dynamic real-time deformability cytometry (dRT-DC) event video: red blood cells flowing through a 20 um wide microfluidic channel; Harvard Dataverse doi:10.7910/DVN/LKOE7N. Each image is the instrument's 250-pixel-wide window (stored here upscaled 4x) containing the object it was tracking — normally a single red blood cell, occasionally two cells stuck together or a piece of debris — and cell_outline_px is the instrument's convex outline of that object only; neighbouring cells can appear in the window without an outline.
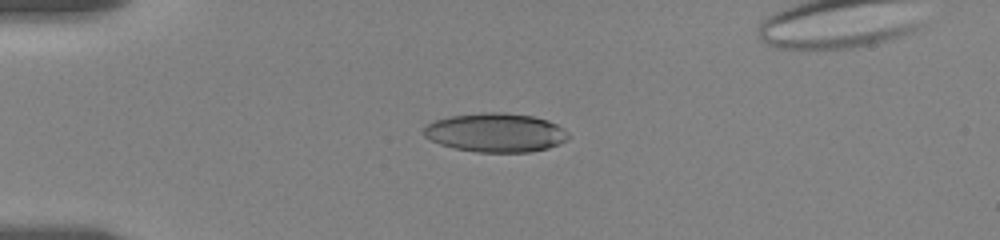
{"species": "human", "species_latin": "Homo sapiens", "temperature_condition": "room temperature", "stored_images_in_passage": 24, "camera_frame_rate_fps": 3000, "um_per_image_px": 0.085, "donor": {"sex": "female"}, "frame": {"image": 1, "passage_image": 10, "time_ms": 3.0, "image_size_px": [1000, 240], "cell_outline_px": [[568, 136], [560, 144], [548, 148], [532, 152], [476, 152], [456, 148], [440, 144], [424, 136], [424, 124], [436, 120], [452, 116], [480, 112], [504, 112], [532, 116], [548, 120], [564, 128], [568, 132]], "centroid_in_image_um": [42.13, 11.27], "position_along_channel_um": 42.9, "area_um2": 32.83}}
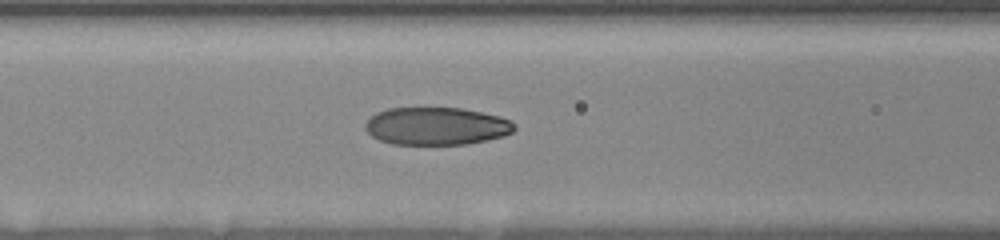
{"frame": {"image": 2, "passage_image": 18, "time_ms": 5.667, "image_size_px": [1000, 240], "cell_outline_px": [[516, 128], [512, 132], [504, 136], [488, 140], [468, 144], [392, 144], [380, 140], [372, 136], [364, 128], [364, 124], [376, 112], [388, 108], [460, 108], [500, 116], [512, 120], [516, 124]], "centroid_in_image_um": [37.12, 10.72], "position_along_channel_um": 129.5, "area_um2": 32.89}}
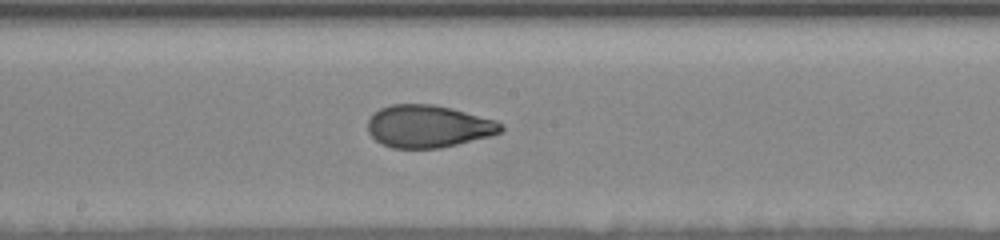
{"frame": {"image": 3, "passage_image": 24, "time_ms": 7.667, "image_size_px": [1000, 240], "cell_outline_px": [[504, 128], [500, 132], [492, 136], [440, 148], [392, 148], [380, 144], [368, 132], [368, 120], [380, 108], [392, 104], [432, 104], [452, 108], [496, 120], [504, 124]], "centroid_in_image_um": [36.43, 10.74], "position_along_channel_um": 211.8, "area_um2": 33.06}}